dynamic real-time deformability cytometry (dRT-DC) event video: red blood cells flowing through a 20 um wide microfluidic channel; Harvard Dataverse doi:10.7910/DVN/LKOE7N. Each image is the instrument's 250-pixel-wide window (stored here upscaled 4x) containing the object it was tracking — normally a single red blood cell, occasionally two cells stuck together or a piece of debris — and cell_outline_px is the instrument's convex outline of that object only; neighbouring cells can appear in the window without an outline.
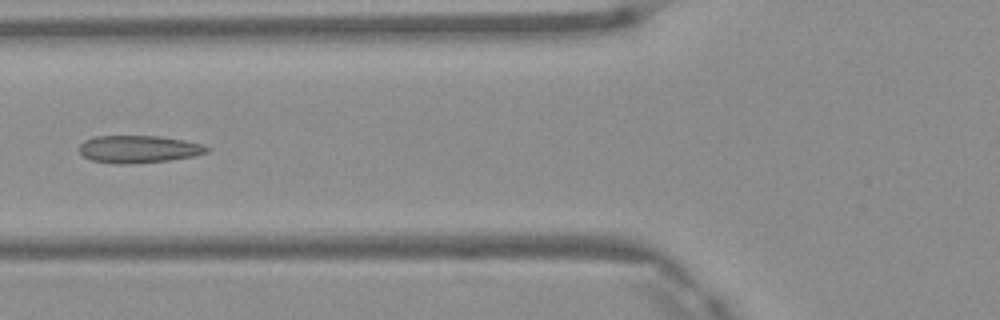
{"species": "Egyptian fruit bat (a non-hibernating species)", "species_latin": "Rousettus aegyptiacus", "temperature_condition": "warm", "stored_images_in_passage": 7, "camera_frame_rate_fps": 3000, "um_per_image_px": 0.085, "frame": {"image": 1, "passage_image": 5, "time_ms": 1.333, "image_size_px": [1000, 320], "cell_outline_px": [[212, 148], [208, 152], [192, 156], [168, 160], [124, 164], [116, 164], [92, 160], [84, 156], [80, 152], [80, 144], [84, 140], [92, 136], [156, 136], [184, 140], [204, 144]], "centroid_in_image_um": [11.79, 12.67], "position_along_channel_um": 114.0, "area_um2": 20.35}}
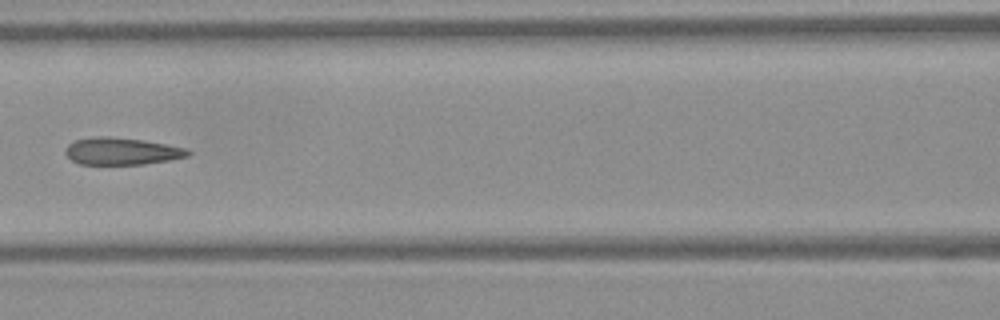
{"frame": {"image": 2, "passage_image": 6, "time_ms": 1.667, "image_size_px": [1000, 320], "cell_outline_px": [[192, 152], [188, 156], [168, 160], [144, 164], [80, 164], [72, 160], [64, 152], [68, 144], [76, 140], [96, 136], [108, 136], [144, 140], [188, 148]], "centroid_in_image_um": [10.36, 12.85], "position_along_channel_um": 156.2, "area_um2": 19.36}}
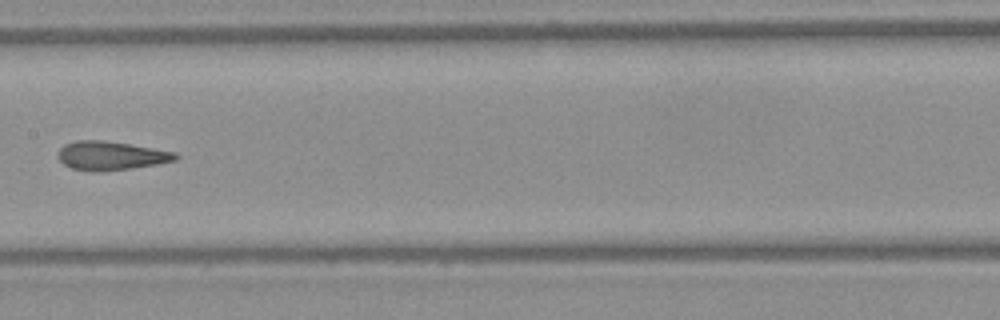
{"frame": {"image": 3, "passage_image": 7, "time_ms": 2.0, "image_size_px": [1000, 320], "cell_outline_px": [[180, 156], [176, 160], [156, 164], [132, 168], [96, 172], [88, 172], [72, 168], [64, 164], [56, 156], [60, 148], [64, 144], [76, 140], [100, 140], [128, 144], [176, 152]], "centroid_in_image_um": [9.39, 13.24], "position_along_channel_um": 198.0, "area_um2": 19.71}}